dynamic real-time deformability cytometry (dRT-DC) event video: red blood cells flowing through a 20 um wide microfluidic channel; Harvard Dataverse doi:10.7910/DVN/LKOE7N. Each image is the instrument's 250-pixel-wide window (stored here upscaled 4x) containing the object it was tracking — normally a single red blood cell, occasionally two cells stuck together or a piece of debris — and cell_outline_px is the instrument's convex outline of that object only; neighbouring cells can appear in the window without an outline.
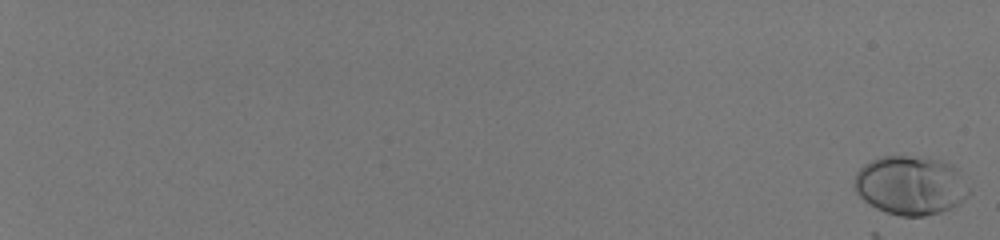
{"species": "human", "species_latin": "Homo sapiens", "temperature_condition": "room temperature", "stored_images_in_passage": 6, "camera_frame_rate_fps": 3000, "um_per_image_px": 0.085, "donor": {"sex": "male"}, "frame": {"image": 1, "passage_image": 1, "time_ms": 0.0, "image_size_px": [1000, 240], "cell_outline_px": [[972, 192], [960, 204], [952, 208], [940, 212], [924, 216], [900, 216], [884, 212], [876, 208], [864, 200], [856, 192], [852, 184], [856, 172], [864, 164], [872, 160], [884, 156], [908, 156], [940, 160], [952, 164], [956, 168]], "centroid_in_image_um": [77.4, 15.77], "position_along_channel_um": 7.6, "area_um2": 39.65}}